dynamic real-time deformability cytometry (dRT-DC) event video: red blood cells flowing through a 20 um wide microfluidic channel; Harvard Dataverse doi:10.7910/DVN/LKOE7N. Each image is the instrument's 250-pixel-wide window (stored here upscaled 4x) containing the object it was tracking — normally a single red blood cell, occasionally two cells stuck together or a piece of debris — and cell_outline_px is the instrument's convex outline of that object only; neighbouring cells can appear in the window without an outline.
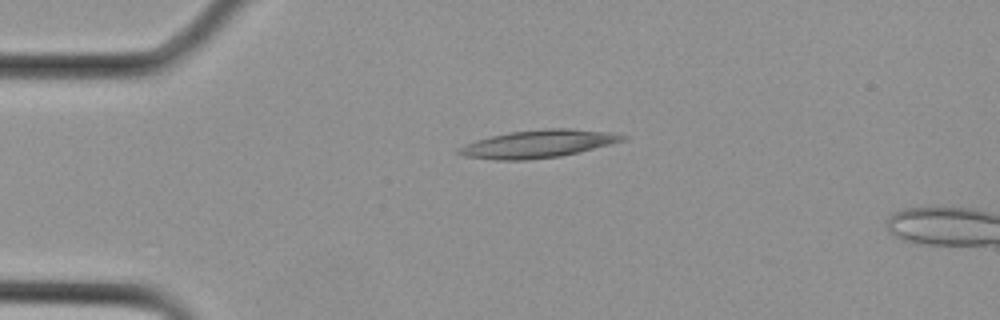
{"species": "Egyptian fruit bat (a non-hibernating species)", "species_latin": "Rousettus aegyptiacus", "temperature_condition": "cold", "stored_images_in_passage": 2, "camera_frame_rate_fps": 3000, "um_per_image_px": 0.085, "animal": {"sex": "female"}, "frame": {"image": 1, "passage_image": 1, "time_ms": 0.0, "image_size_px": [1000, 320], "cell_outline_px": [[628, 136], [624, 140], [560, 156], [524, 160], [496, 160], [464, 156], [456, 152], [456, 148], [476, 140], [508, 132], [544, 128], [572, 128], [608, 132]], "centroid_in_image_um": [45.67, 12.22], "position_along_channel_um": 39.3, "area_um2": 26.18}}